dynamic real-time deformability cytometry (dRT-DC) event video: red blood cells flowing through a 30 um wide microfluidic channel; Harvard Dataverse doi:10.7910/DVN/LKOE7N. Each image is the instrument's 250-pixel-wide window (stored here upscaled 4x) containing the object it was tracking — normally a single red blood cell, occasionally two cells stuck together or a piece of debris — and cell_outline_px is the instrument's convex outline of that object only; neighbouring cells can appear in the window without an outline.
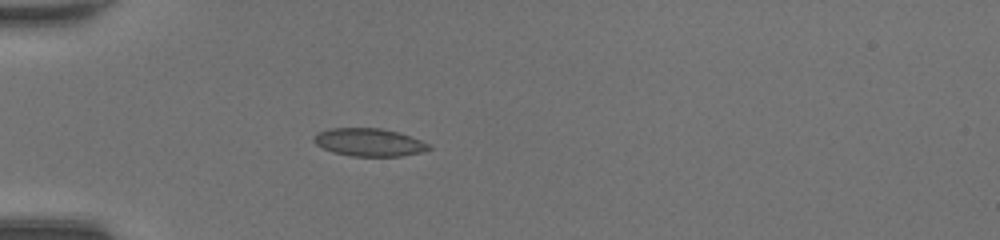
{"species": "common noctule bat (a hibernating species)", "species_latin": "Nyctalus noctula", "temperature_condition": "room temperature", "stored_images_in_passage": 34, "camera_frame_rate_fps": 3000, "um_per_image_px": 0.085, "animal": {"sex": "female", "body_mass_g": 20.0, "forearm_length_mm": 54.0}, "frame": {"image": 1, "passage_image": 1, "time_ms": 0.0, "image_size_px": [1000, 240], "cell_outline_px": [[432, 148], [420, 152], [400, 156], [352, 156], [332, 152], [316, 144], [312, 140], [312, 136], [316, 132], [332, 128], [380, 128], [396, 132], [420, 140], [428, 144]], "centroid_in_image_um": [31.3, 12.09], "position_along_channel_um": 53.7, "area_um2": 18.5}}
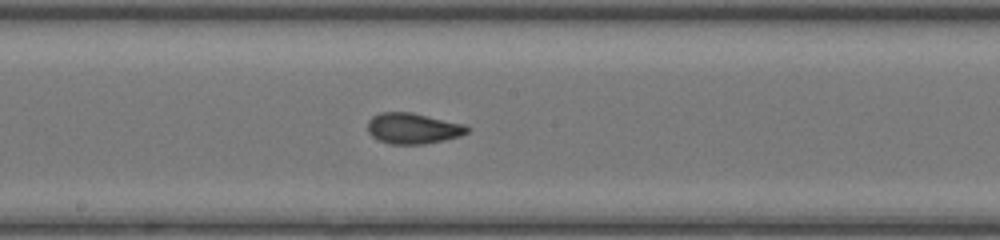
{"frame": {"image": 2, "passage_image": 13, "time_ms": 4.0, "image_size_px": [1000, 240], "cell_outline_px": [[472, 128], [468, 132], [460, 136], [444, 140], [424, 144], [388, 144], [372, 136], [368, 132], [368, 120], [372, 116], [380, 112], [412, 112], [464, 124]], "centroid_in_image_um": [35.11, 10.91], "position_along_channel_um": 213.1, "area_um2": 17.98}}
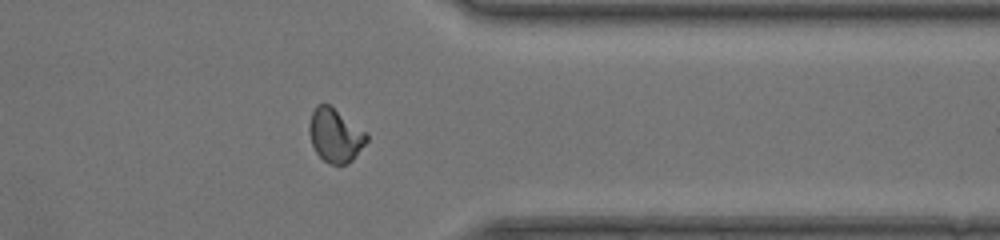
{"frame": {"image": 3, "passage_image": 25, "time_ms": 8.0, "image_size_px": [1000, 240], "cell_outline_px": [[368, 140], [352, 160], [348, 164], [332, 164], [324, 160], [316, 152], [312, 144], [308, 132], [308, 124], [312, 112], [316, 104], [328, 104], [368, 132]], "centroid_in_image_um": [28.49, 11.49], "position_along_channel_um": 382.9, "area_um2": 17.98}, "authors_computed_cell_mechanics": {"area_um2": 17.629, "velocity_mm_per_s": 4.3866, "shape_relaxation_time_tau1_ms": 8.1264, "shape_relaxation_time_tau2_ms": 0.7728, "deformation_change_tau1": 0.2188, "deformation_change_tau2": 0.0518}}